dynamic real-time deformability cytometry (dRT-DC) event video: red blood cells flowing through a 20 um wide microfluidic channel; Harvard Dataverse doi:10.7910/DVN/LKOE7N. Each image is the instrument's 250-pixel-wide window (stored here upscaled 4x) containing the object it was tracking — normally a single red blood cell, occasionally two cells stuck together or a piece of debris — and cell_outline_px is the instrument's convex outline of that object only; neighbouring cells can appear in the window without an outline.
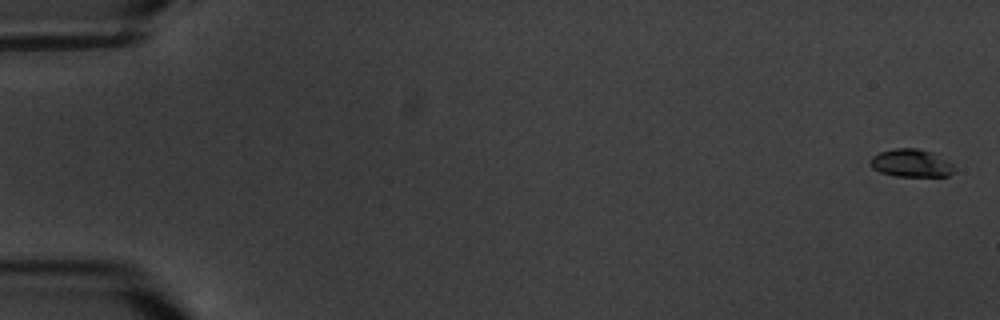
{"species": "common noctule bat (a hibernating species)", "species_latin": "Nyctalus noctula", "temperature_condition": "warm", "stored_images_in_passage": 12, "camera_frame_rate_fps": 3000, "um_per_image_px": 0.085, "animal": {"sex": "male", "body_mass_g": 20.1, "forearm_length_mm": 53.5}, "frame": {"image": 1, "passage_image": 1, "time_ms": 0.0, "image_size_px": [1000, 320], "cell_outline_px": [[956, 172], [948, 176], [896, 176], [880, 172], [872, 168], [868, 164], [868, 160], [872, 156], [880, 152], [896, 148], [916, 148], [932, 152], [952, 164], [956, 168]], "centroid_in_image_um": [77.43, 13.87], "position_along_channel_um": 7.6, "area_um2": 13.76}}
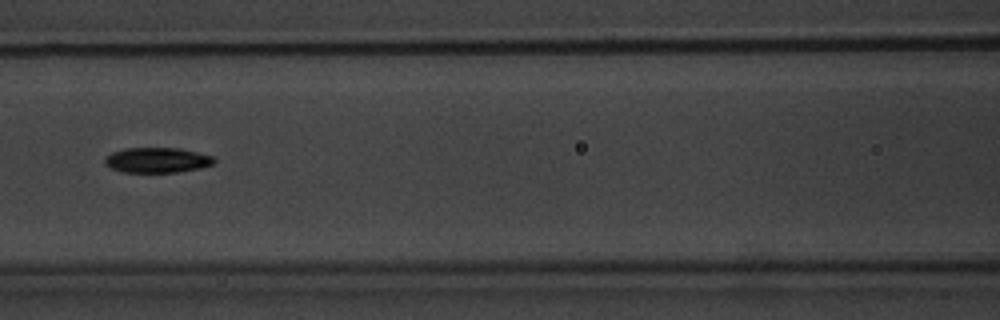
{"frame": {"image": 2, "passage_image": 8, "time_ms": 9.0, "image_size_px": [1000, 320], "cell_outline_px": [[216, 160], [212, 164], [200, 168], [180, 172], [124, 172], [112, 168], [104, 164], [104, 160], [112, 152], [124, 148], [180, 148], [216, 156]], "centroid_in_image_um": [13.4, 13.6], "position_along_channel_um": 153.2, "area_um2": 16.13}}
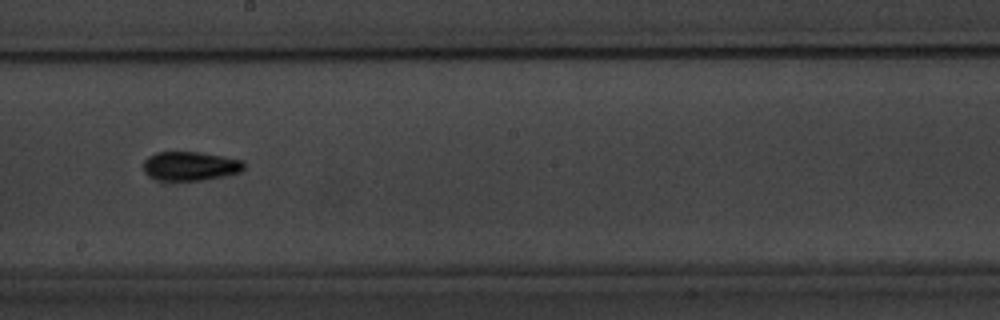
{"frame": {"image": 3, "passage_image": 10, "time_ms": 11.333, "image_size_px": [1000, 320], "cell_outline_px": [[244, 168], [240, 172], [224, 176], [204, 180], [160, 180], [148, 176], [144, 172], [144, 160], [148, 156], [156, 152], [200, 152], [244, 160]], "centroid_in_image_um": [16.17, 14.11], "position_along_channel_um": 232.0, "area_um2": 17.05}}